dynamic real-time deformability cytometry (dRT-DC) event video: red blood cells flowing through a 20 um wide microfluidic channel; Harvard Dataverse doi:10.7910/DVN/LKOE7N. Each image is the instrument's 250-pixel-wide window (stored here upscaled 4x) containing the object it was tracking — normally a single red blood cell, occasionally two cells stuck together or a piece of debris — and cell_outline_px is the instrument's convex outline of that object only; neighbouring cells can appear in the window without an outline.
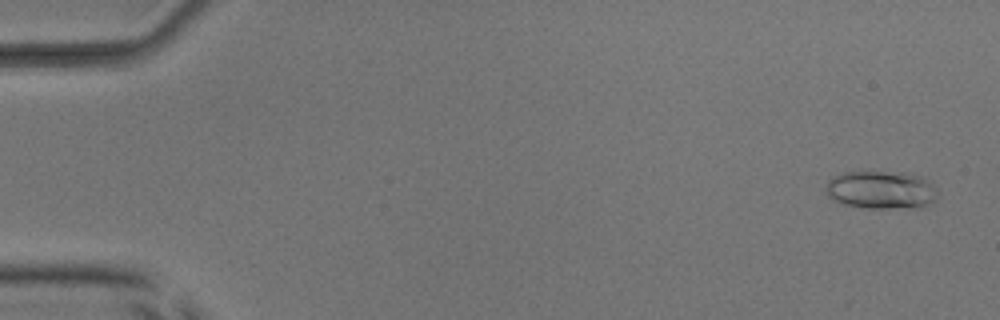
{"species": "common noctule bat (a hibernating species)", "species_latin": "Nyctalus noctula", "temperature_condition": "room temperature", "stored_images_in_passage": 5, "camera_frame_rate_fps": 3000, "um_per_image_px": 0.085, "animal": {"sex": "male", "body_mass_g": 17.9, "forearm_length_mm": 54.2}, "frame": {"image": 1, "passage_image": 1, "time_ms": 0.0, "image_size_px": [1000, 320], "cell_outline_px": [[936, 200], [920, 208], [864, 208], [840, 204], [832, 200], [824, 192], [828, 180], [832, 176], [844, 172], [864, 168], [868, 168], [904, 172], [924, 176], [936, 188]], "centroid_in_image_um": [74.85, 16.09], "position_along_channel_um": 10.2, "area_um2": 26.3}}